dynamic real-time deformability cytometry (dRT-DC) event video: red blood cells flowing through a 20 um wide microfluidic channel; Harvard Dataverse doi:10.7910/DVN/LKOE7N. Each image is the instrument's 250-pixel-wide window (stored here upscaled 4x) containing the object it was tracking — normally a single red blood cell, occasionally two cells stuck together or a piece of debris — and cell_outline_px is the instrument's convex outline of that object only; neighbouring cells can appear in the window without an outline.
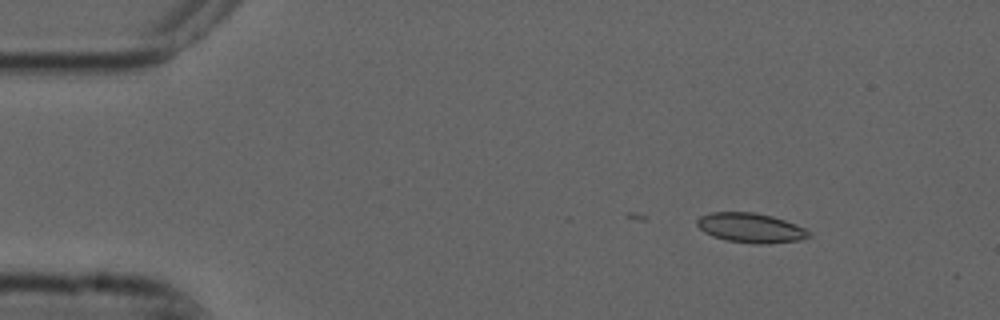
{"species": "common noctule bat (a hibernating species)", "species_latin": "Nyctalus noctula", "temperature_condition": "cold", "stored_images_in_passage": 7, "camera_frame_rate_fps": 3000, "um_per_image_px": 0.085, "animal": {"sex": "male", "forearm_length_mm": 52.5}, "frame": {"image": 1, "passage_image": 2, "time_ms": 0.333, "image_size_px": [1000, 320], "cell_outline_px": [[812, 236], [800, 240], [768, 244], [752, 244], [724, 240], [712, 236], [704, 232], [696, 224], [696, 220], [700, 216], [712, 212], [756, 212], [772, 216], [796, 224], [812, 232]], "centroid_in_image_um": [63.82, 19.38], "position_along_channel_um": 21.2, "area_um2": 19.59}}
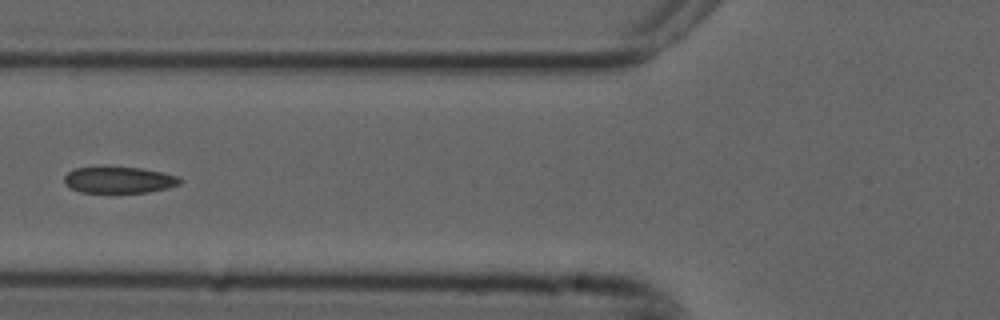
{"frame": {"image": 2, "passage_image": 6, "time_ms": 1.667, "image_size_px": [1000, 320], "cell_outline_px": [[184, 180], [180, 184], [168, 188], [148, 192], [80, 192], [64, 184], [64, 176], [68, 172], [76, 168], [100, 164], [108, 164], [140, 168], [164, 172], [180, 176]], "centroid_in_image_um": [10.12, 15.24], "position_along_channel_um": 115.7, "area_um2": 18.67}}
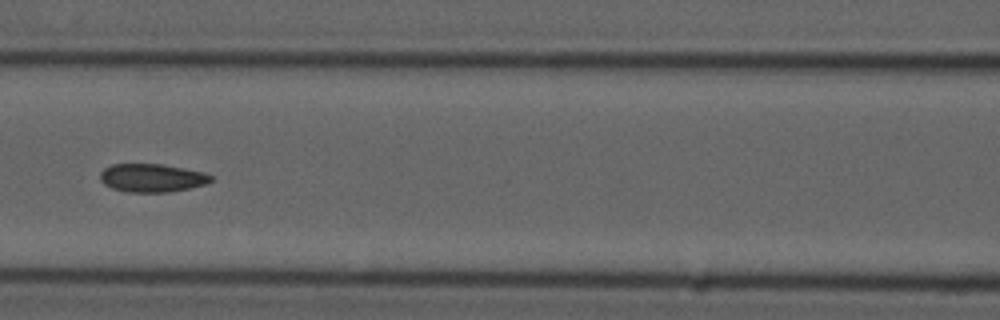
{"frame": {"image": 3, "passage_image": 7, "time_ms": 2.0, "image_size_px": [1000, 320], "cell_outline_px": [[212, 180], [204, 184], [188, 188], [168, 192], [128, 192], [112, 188], [104, 184], [100, 180], [100, 172], [104, 168], [112, 164], [160, 164], [184, 168], [204, 172], [212, 176]], "centroid_in_image_um": [12.88, 15.11], "position_along_channel_um": 153.7, "area_um2": 18.15}}